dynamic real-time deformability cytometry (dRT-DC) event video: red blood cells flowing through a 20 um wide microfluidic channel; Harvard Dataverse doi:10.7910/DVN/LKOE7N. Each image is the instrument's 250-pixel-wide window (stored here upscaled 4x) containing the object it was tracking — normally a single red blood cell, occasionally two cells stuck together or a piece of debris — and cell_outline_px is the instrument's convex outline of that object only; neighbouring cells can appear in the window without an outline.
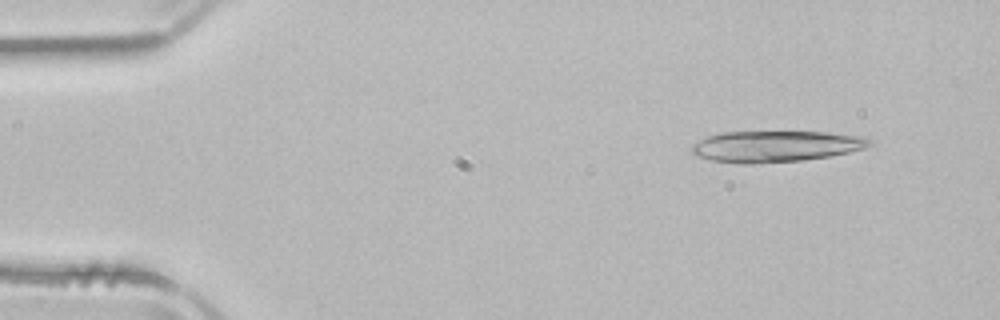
{"species": "common noctule bat (a hibernating species)", "species_latin": "Nyctalus noctula", "temperature_condition": "room temperature", "stored_images_in_passage": 16, "camera_frame_rate_fps": 3000, "um_per_image_px": 0.085, "animal": {"sex": "male", "body_mass_g": 21.5, "forearm_length_mm": 52.0}, "frame": {"image": 1, "passage_image": 5, "time_ms": 1.333, "image_size_px": [1000, 320], "cell_outline_px": [[876, 144], [864, 148], [832, 156], [800, 160], [756, 164], [740, 164], [712, 160], [696, 156], [692, 152], [692, 144], [708, 136], [720, 132], [828, 132], [864, 136], [876, 140]], "centroid_in_image_um": [66.0, 12.44], "position_along_channel_um": 19.0, "area_um2": 32.66}}